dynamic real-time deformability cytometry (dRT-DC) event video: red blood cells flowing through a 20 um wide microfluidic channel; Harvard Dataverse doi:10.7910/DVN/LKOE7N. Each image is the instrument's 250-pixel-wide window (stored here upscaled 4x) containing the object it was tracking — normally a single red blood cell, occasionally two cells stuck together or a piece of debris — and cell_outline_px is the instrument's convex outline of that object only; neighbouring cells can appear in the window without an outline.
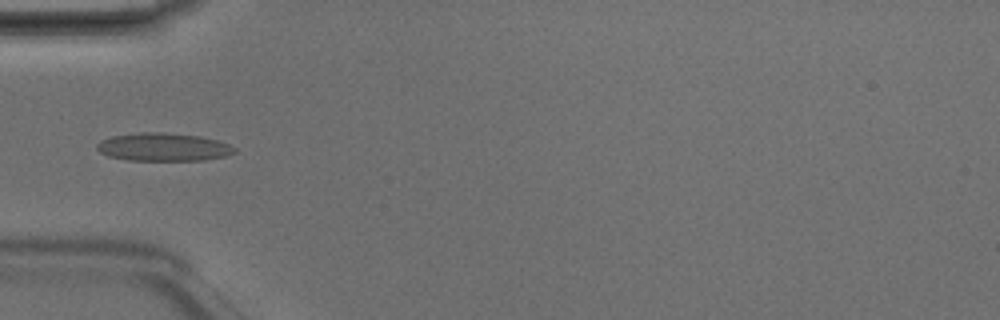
{"species": "Egyptian fruit bat (a non-hibernating species)", "species_latin": "Rousettus aegyptiacus", "temperature_condition": "room temperature", "stored_images_in_passage": 5, "camera_frame_rate_fps": 3000, "um_per_image_px": 0.085, "animal": {"sex": "male"}, "frame": {"image": 1, "passage_image": 5, "time_ms": 1.333, "image_size_px": [1000, 320], "cell_outline_px": [[236, 152], [224, 156], [204, 160], [128, 160], [108, 156], [100, 152], [96, 148], [96, 144], [100, 140], [112, 136], [140, 132], [160, 132], [200, 136], [216, 140], [228, 144], [236, 148]], "centroid_in_image_um": [13.86, 12.49], "position_along_channel_um": 71.1, "area_um2": 22.43}}